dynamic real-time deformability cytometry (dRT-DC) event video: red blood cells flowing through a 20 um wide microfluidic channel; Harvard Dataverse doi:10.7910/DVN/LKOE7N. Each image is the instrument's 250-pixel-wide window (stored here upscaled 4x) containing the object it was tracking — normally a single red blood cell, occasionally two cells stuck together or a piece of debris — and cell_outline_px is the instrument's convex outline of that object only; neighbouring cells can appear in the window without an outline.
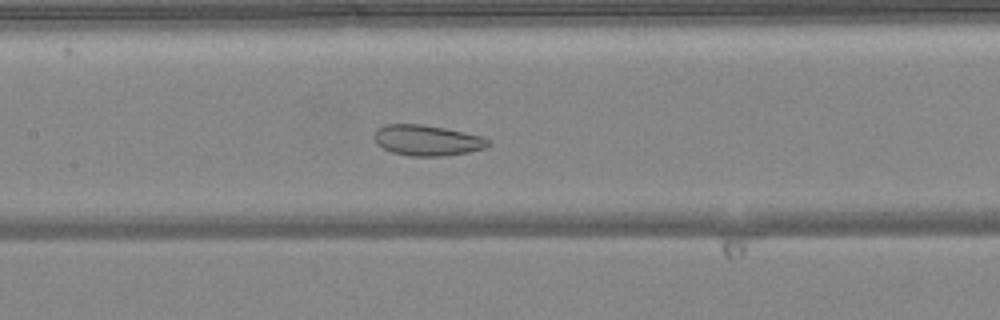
{"species": "common noctule bat (a hibernating species)", "species_latin": "Nyctalus noctula", "temperature_condition": "warm", "stored_images_in_passage": 51, "segment_of_instrument_passage": [1, 2], "camera_frame_rate_fps": 3000, "um_per_image_px": 0.085, "animal": {"sex": "female", "body_mass_g": 24.6, "forearm_length_mm": 56.2}, "frame": {"image": 1, "passage_image": 24, "time_ms": 7.667, "image_size_px": [1000, 320], "cell_outline_px": [[492, 144], [484, 148], [468, 152], [444, 156], [412, 156], [392, 152], [376, 144], [372, 136], [376, 128], [384, 124], [420, 124], [444, 128], [484, 136]], "centroid_in_image_um": [36.28, 11.92], "position_along_channel_um": 171.1, "area_um2": 20.52}}
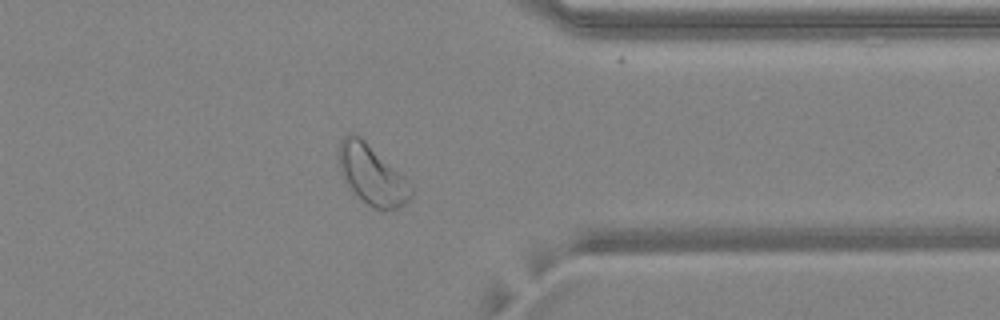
{"frame": {"image": 2, "passage_image": 40, "time_ms": 13.0, "image_size_px": [1000, 320], "cell_outline_px": [[412, 196], [404, 204], [396, 208], [372, 208], [352, 192], [348, 188], [344, 180], [340, 168], [336, 152], [340, 140], [344, 136], [352, 132], [360, 136], [400, 172], [404, 176], [412, 188]], "centroid_in_image_um": [31.56, 14.82], "position_along_channel_um": 379.8, "area_um2": 25.14}}
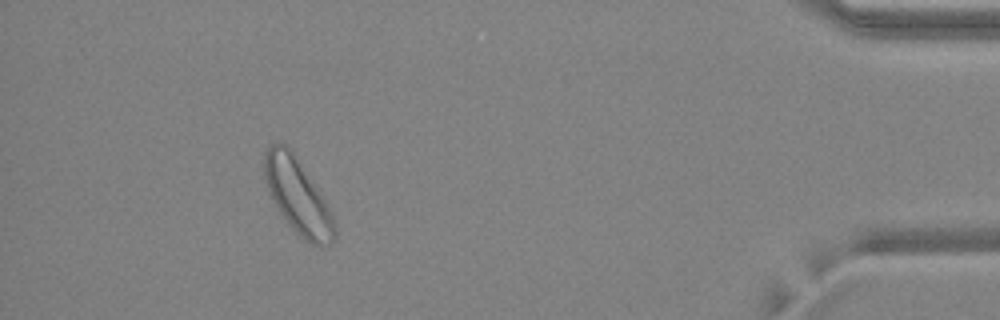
{"frame": {"image": 3, "passage_image": 46, "time_ms": 15.0, "image_size_px": [1000, 320], "cell_outline_px": [[336, 236], [332, 244], [324, 248], [312, 244], [304, 240], [296, 232], [280, 212], [268, 192], [264, 176], [264, 152], [272, 144], [284, 144], [292, 148], [324, 200], [336, 224]], "centroid_in_image_um": [25.32, 16.69], "position_along_channel_um": 409.9, "area_um2": 30.52}}